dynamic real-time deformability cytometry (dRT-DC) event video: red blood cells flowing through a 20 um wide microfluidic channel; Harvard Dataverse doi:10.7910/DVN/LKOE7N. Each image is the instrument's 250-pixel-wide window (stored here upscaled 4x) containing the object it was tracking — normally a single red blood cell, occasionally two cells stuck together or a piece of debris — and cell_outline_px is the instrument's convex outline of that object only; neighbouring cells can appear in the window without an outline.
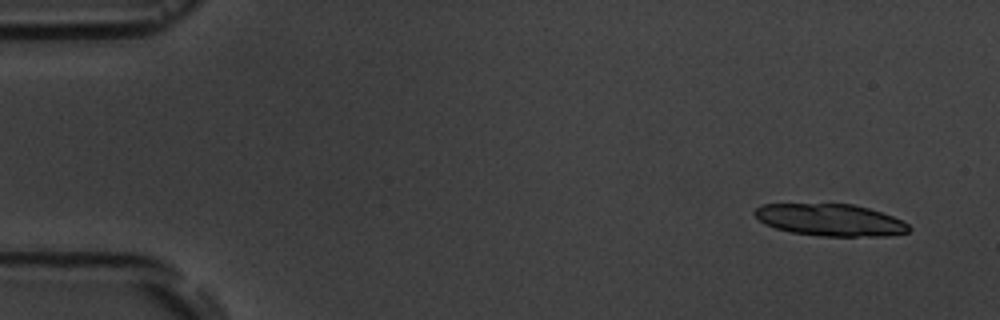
{"species": "common noctule bat (a hibernating species)", "species_latin": "Nyctalus noctula", "temperature_condition": "room temperature", "stored_images_in_passage": 10, "camera_frame_rate_fps": 3000, "um_per_image_px": 0.085, "animal": {"sex": "male", "body_mass_g": 19.5, "forearm_length_mm": 54.6}, "frame": {"image": 1, "passage_image": 1, "time_ms": 0.0, "image_size_px": [1000, 320], "cell_outline_px": [[912, 228], [908, 232], [884, 236], [820, 236], [792, 232], [776, 228], [764, 224], [752, 212], [756, 208], [764, 204], [852, 204], [868, 208], [892, 216], [908, 224]], "centroid_in_image_um": [70.57, 18.7], "position_along_channel_um": 14.4, "area_um2": 28.55}}
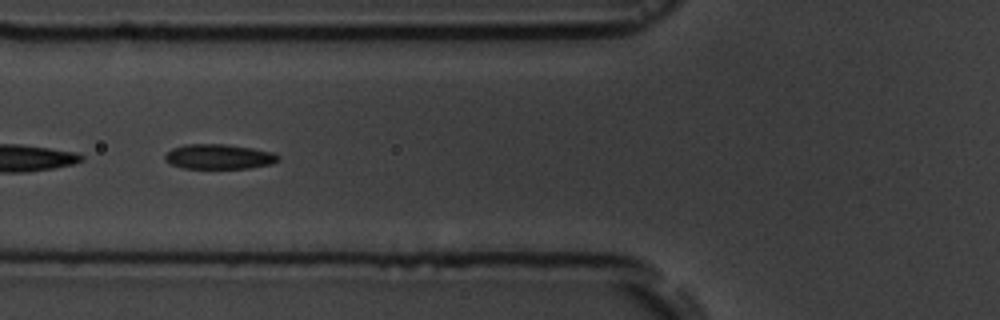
{"frame": {"image": 2, "passage_image": 6, "time_ms": 6.0, "image_size_px": [1000, 320], "cell_outline_px": [[280, 160], [272, 164], [248, 168], [184, 168], [172, 164], [164, 160], [164, 156], [172, 148], [184, 144], [228, 144], [252, 148], [272, 152], [280, 156]], "centroid_in_image_um": [18.62, 13.31], "position_along_channel_um": 107.2, "area_um2": 16.47}}